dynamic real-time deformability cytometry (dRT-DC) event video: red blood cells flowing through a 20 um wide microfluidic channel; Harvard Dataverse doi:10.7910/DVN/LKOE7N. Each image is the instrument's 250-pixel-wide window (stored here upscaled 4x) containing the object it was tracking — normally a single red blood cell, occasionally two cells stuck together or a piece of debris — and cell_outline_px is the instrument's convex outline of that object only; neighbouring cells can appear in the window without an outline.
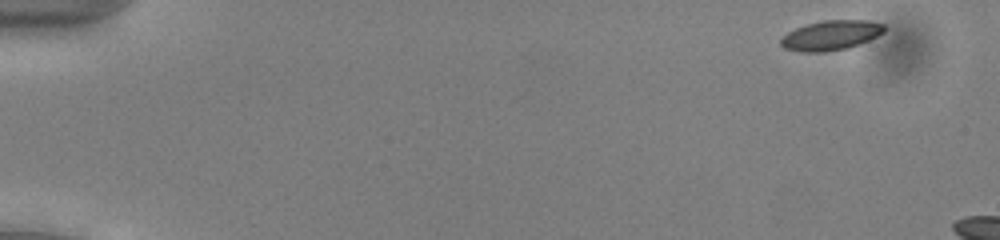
{"species": "common noctule bat (a hibernating species)", "species_latin": "Nyctalus noctula", "temperature_condition": "cold", "stored_images_in_passage": 9, "camera_frame_rate_fps": 3000, "um_per_image_px": 0.085, "animal": {"sex": "male", "body_mass_g": 13.0, "forearm_length_mm": 53.1}, "frame": {"image": 1, "passage_image": 1, "time_ms": 0.0, "image_size_px": [1000, 240], "cell_outline_px": [[888, 28], [884, 32], [868, 40], [848, 48], [824, 52], [800, 52], [784, 48], [780, 44], [780, 40], [788, 32], [796, 28], [808, 24], [824, 20], [868, 20], [884, 24]], "centroid_in_image_um": [70.65, 3.0], "position_along_channel_um": 14.4, "area_um2": 17.92}}